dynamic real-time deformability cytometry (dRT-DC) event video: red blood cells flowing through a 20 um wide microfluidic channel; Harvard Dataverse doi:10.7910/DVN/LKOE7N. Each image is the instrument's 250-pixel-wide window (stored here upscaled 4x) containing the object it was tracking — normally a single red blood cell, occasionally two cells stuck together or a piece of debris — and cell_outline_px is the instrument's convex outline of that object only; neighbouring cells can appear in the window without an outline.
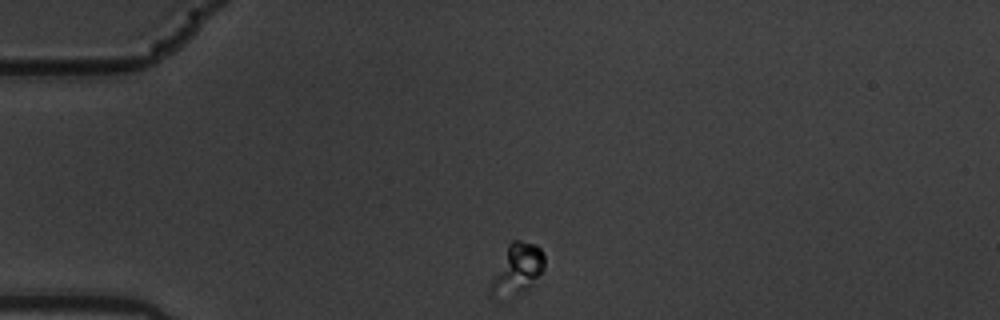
{"species": "common noctule bat (a hibernating species)", "species_latin": "Nyctalus noctula", "temperature_condition": "warm", "stored_images_in_passage": 2, "camera_frame_rate_fps": 3000, "um_per_image_px": 0.085, "animal": {"sex": "male", "body_mass_g": 19.5, "forearm_length_mm": 54.6}, "frame": {"image": 1, "passage_image": 1, "time_ms": 0.0, "image_size_px": [1000, 320], "cell_outline_px": [[544, 268], [528, 292], [496, 304], [488, 292], [488, 288], [508, 244], [512, 240], [520, 240], [536, 244], [540, 248], [544, 256]], "centroid_in_image_um": [43.91, 23.03], "position_along_channel_um": 41.1, "area_um2": 16.82}}